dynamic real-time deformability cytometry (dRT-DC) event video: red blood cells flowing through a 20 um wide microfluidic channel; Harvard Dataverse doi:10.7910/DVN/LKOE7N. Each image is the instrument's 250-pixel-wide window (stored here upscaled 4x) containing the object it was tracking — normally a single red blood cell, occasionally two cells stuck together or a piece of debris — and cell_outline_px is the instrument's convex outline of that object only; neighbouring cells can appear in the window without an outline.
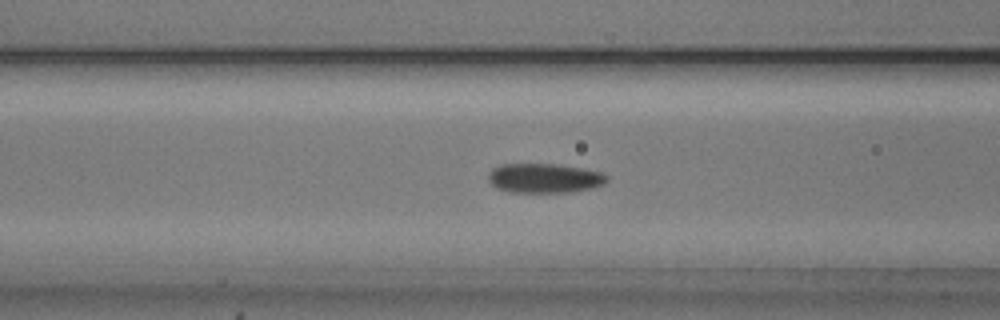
{"species": "common noctule bat (a hibernating species)", "species_latin": "Nyctalus noctula", "temperature_condition": "cold", "stored_images_in_passage": 53, "camera_frame_rate_fps": 3000, "um_per_image_px": 0.085, "animal": {"sex": "male", "body_mass_g": 20.5, "forearm_length_mm": 52.5}, "frame": {"image": 1, "passage_image": 21, "time_ms": 6.667, "image_size_px": [1000, 320], "cell_outline_px": [[608, 180], [604, 184], [572, 192], [508, 192], [496, 188], [488, 180], [488, 172], [492, 168], [500, 164], [556, 164], [580, 168], [600, 172], [608, 176]], "centroid_in_image_um": [46.22, 15.14], "position_along_channel_um": 120.4, "area_um2": 20.35}}
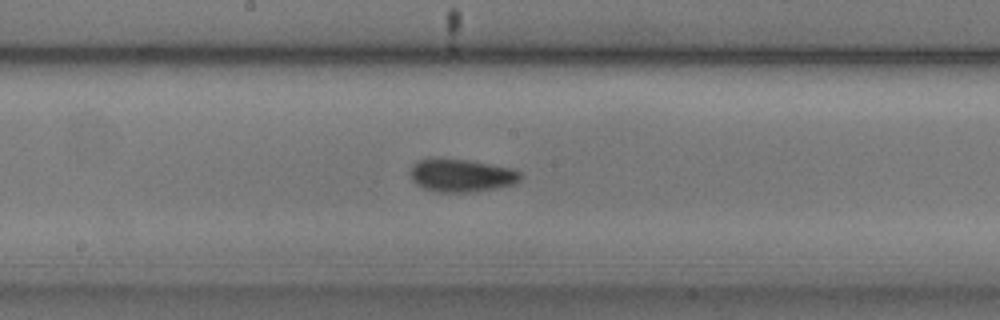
{"frame": {"image": 2, "passage_image": 28, "time_ms": 9.0, "image_size_px": [1000, 320], "cell_outline_px": [[520, 180], [512, 184], [496, 188], [472, 192], [436, 192], [424, 188], [416, 184], [412, 180], [412, 164], [416, 160], [428, 156], [468, 160], [512, 168], [520, 172]], "centroid_in_image_um": [39.16, 14.88], "position_along_channel_um": 209.0, "area_um2": 21.39}}
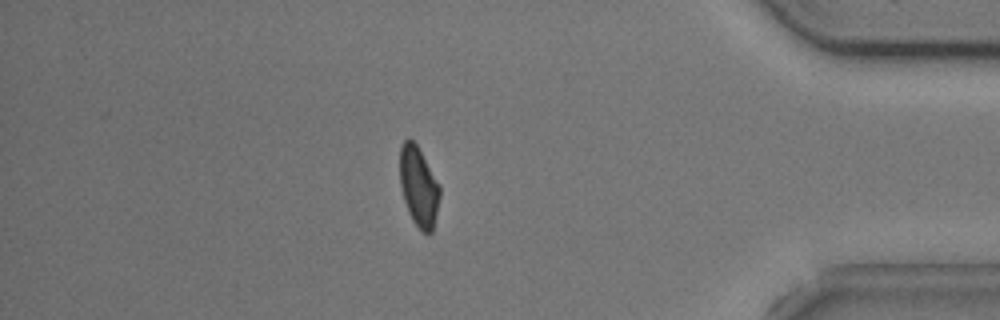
{"frame": {"image": 3, "passage_image": 46, "time_ms": 15.0, "image_size_px": [1000, 320], "cell_outline_px": [[440, 196], [432, 232], [420, 232], [412, 220], [408, 212], [404, 200], [400, 184], [400, 148], [404, 140], [412, 140], [416, 144], [440, 184]], "centroid_in_image_um": [35.59, 15.88], "position_along_channel_um": 399.6, "area_um2": 18.5}, "authors_computed_cell_mechanics": {"area_um2": 19.8254, "velocity_mm_per_s": 3.7928, "shape_relaxation_time_tau1_ms": 2.8292, "shape_relaxation_time_tau2_ms": 2.5468, "deformation_change_tau1": 0.09, "deformation_change_tau2": 0.0631}}